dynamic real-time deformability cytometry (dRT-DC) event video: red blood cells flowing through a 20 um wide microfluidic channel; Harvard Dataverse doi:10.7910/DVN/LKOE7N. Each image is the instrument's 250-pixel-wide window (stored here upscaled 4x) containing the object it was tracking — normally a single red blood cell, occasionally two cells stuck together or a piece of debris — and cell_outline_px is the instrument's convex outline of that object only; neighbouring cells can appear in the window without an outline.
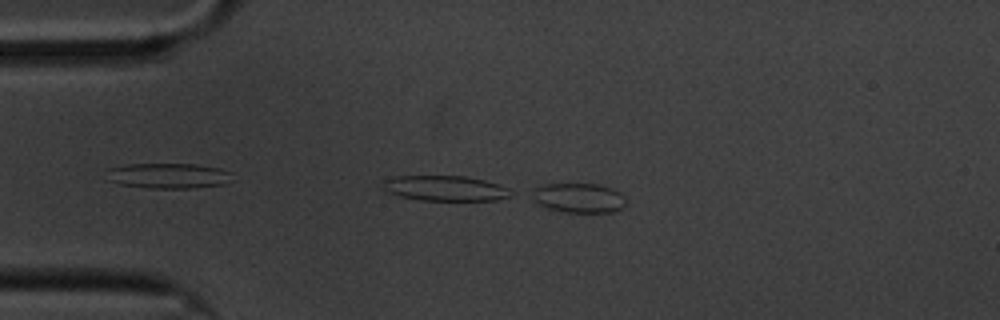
{"species": "common noctule bat (a hibernating species)", "species_latin": "Nyctalus noctula", "temperature_condition": "cold", "stored_images_in_passage": 3, "camera_frame_rate_fps": 3000, "um_per_image_px": 0.085, "animal": {"sex": "male", "body_mass_g": 20.1, "forearm_length_mm": 53.5}, "frame": {"image": 1, "passage_image": 3, "time_ms": 0.667, "image_size_px": [1000, 320], "cell_outline_px": [[628, 204], [612, 212], [564, 212], [548, 208], [532, 200], [536, 188], [548, 184], [596, 184], [612, 188], [620, 192], [624, 196]], "centroid_in_image_um": [49.26, 16.83], "position_along_channel_um": 35.7, "area_um2": 16.01}}